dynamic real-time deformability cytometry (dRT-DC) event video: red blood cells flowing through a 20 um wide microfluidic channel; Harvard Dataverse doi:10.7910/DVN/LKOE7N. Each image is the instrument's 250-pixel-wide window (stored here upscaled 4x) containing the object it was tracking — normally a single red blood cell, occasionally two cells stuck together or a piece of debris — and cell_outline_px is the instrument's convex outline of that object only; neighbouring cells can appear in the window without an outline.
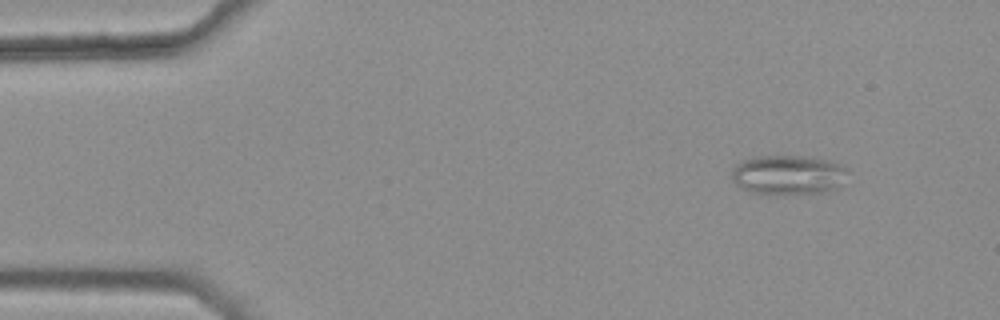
{"species": "common noctule bat (a hibernating species)", "species_latin": "Nyctalus noctula", "temperature_condition": "warm", "stored_images_in_passage": 5, "camera_frame_rate_fps": 3000, "um_per_image_px": 0.085, "animal": {"sex": "female", "body_mass_g": 25.1}, "frame": {"image": 1, "passage_image": 2, "time_ms": 0.333, "image_size_px": [1000, 320], "cell_outline_px": [[848, 172], [840, 184], [836, 188], [828, 192], [776, 196], [752, 192], [736, 184], [732, 180], [732, 168], [736, 164], [744, 160], [756, 156], [808, 156], [828, 160], [840, 164], [848, 168]], "centroid_in_image_um": [67.0, 14.88], "position_along_channel_um": 18.0, "area_um2": 27.22}}